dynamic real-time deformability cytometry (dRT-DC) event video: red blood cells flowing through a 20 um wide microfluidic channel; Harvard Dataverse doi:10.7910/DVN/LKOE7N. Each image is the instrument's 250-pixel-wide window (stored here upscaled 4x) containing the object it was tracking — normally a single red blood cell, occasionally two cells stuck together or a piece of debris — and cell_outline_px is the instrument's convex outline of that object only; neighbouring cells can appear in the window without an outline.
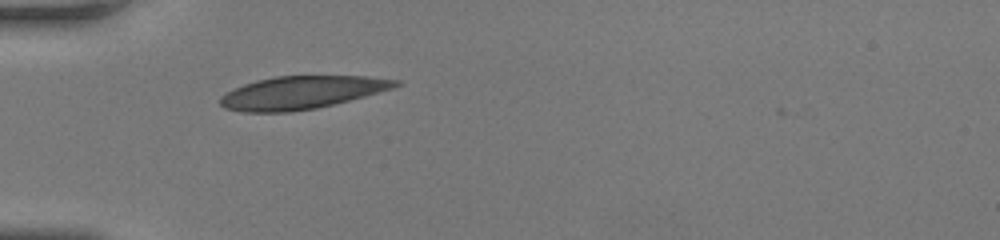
{"species": "human", "species_latin": "Homo sapiens", "temperature_condition": "room temperature", "stored_images_in_passage": 29, "camera_frame_rate_fps": 3000, "um_per_image_px": 0.085, "donor": {"sex": "female"}, "frame": {"image": 1, "passage_image": 1, "time_ms": 0.0, "image_size_px": [1000, 240], "cell_outline_px": [[404, 84], [396, 88], [316, 108], [292, 112], [244, 112], [224, 108], [220, 104], [220, 96], [224, 92], [244, 84], [256, 80], [276, 76], [364, 76], [404, 80]], "centroid_in_image_um": [25.67, 7.86], "position_along_channel_um": 59.3, "area_um2": 33.81}}
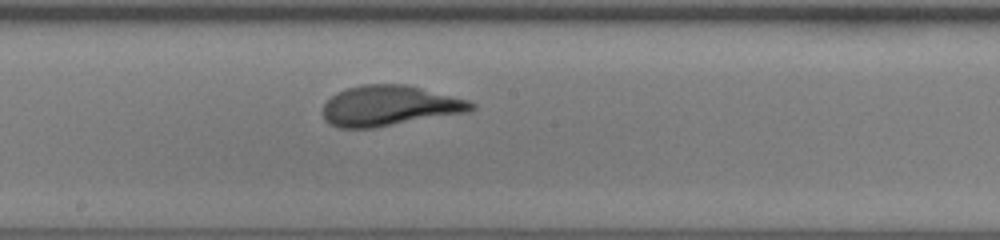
{"frame": {"image": 2, "passage_image": 13, "time_ms": 4.0, "image_size_px": [1000, 240], "cell_outline_px": [[476, 108], [468, 112], [376, 128], [340, 128], [328, 124], [324, 120], [324, 104], [332, 96], [348, 88], [364, 84], [404, 84], [468, 100], [476, 104]], "centroid_in_image_um": [33.12, 9.01], "position_along_channel_um": 215.1, "area_um2": 34.8}}
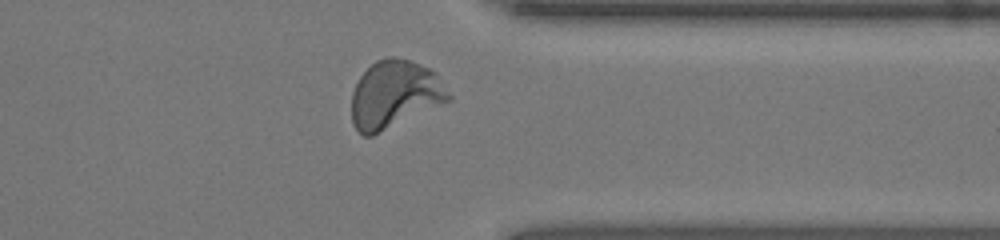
{"frame": {"image": 3, "passage_image": 25, "time_ms": 8.0, "image_size_px": [1000, 240], "cell_outline_px": [[452, 100], [372, 136], [364, 136], [352, 124], [352, 92], [360, 76], [376, 60], [388, 56], [392, 56], [408, 60], [420, 64], [428, 68], [432, 72], [452, 96]], "centroid_in_image_um": [33.52, 8.04], "position_along_channel_um": 377.9, "area_um2": 37.92}, "authors_computed_cell_mechanics": {"area_um2": 34.969, "velocity_mm_per_s": 4.1232, "shape_relaxation_time_tau1_ms": 3.3342, "shape_relaxation_time_tau2_ms": null, "deformation_change_tau1": 0.1866, "deformation_change_tau2": null}}